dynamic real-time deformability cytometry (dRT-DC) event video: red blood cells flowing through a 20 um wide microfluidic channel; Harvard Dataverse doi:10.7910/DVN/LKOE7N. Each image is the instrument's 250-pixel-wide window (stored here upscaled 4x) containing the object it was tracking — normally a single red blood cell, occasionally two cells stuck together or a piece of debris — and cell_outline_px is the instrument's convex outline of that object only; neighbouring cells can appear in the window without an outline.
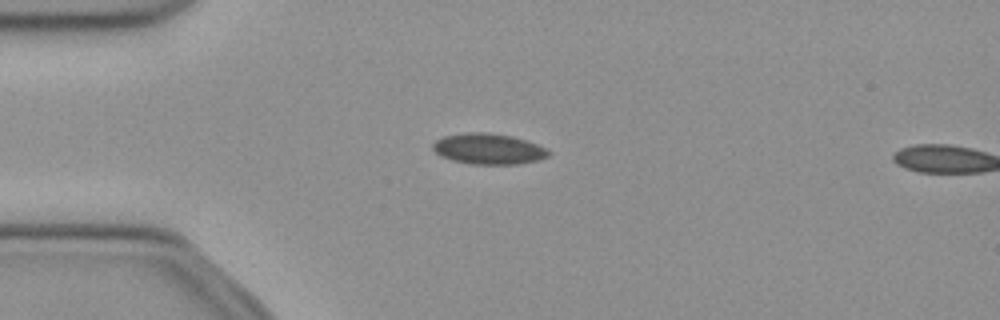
{"species": "common noctule bat (a hibernating species)", "species_latin": "Nyctalus noctula", "temperature_condition": "cold", "stored_images_in_passage": 2, "camera_frame_rate_fps": 3000, "um_per_image_px": 0.085, "animal": {"sex": "female", "body_mass_g": 21.9}, "frame": {"image": 1, "passage_image": 1, "time_ms": 0.0, "image_size_px": [1000, 320], "cell_outline_px": [[552, 152], [548, 156], [536, 160], [516, 164], [472, 164], [452, 160], [440, 156], [432, 148], [432, 144], [436, 140], [444, 136], [464, 132], [488, 132], [512, 136], [536, 144]], "centroid_in_image_um": [41.48, 12.65], "position_along_channel_um": 43.5, "area_um2": 20.63}}